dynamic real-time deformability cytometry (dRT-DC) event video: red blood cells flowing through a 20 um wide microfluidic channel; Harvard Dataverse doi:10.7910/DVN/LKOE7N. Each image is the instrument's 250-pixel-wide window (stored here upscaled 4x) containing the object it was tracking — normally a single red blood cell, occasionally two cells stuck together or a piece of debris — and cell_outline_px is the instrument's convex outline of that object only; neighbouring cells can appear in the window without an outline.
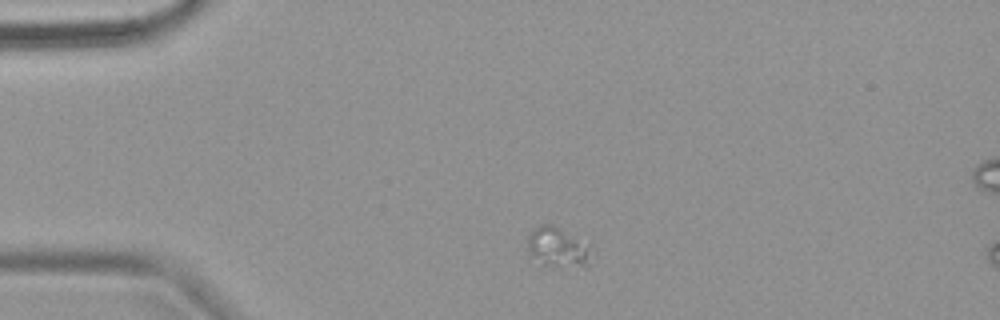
{"species": "common noctule bat (a hibernating species)", "species_latin": "Nyctalus noctula", "temperature_condition": "warm", "stored_images_in_passage": 3, "camera_frame_rate_fps": 3000, "um_per_image_px": 0.085, "animal": {"sex": "female", "body_mass_g": 18.4}, "frame": {"image": 1, "passage_image": 1, "time_ms": 0.0, "image_size_px": [1000, 320], "cell_outline_px": [[596, 248], [588, 268], [584, 268], [544, 264], [528, 252], [528, 236], [540, 224], [552, 224]], "centroid_in_image_um": [47.53, 21.04], "position_along_channel_um": 37.5, "area_um2": 14.97}}